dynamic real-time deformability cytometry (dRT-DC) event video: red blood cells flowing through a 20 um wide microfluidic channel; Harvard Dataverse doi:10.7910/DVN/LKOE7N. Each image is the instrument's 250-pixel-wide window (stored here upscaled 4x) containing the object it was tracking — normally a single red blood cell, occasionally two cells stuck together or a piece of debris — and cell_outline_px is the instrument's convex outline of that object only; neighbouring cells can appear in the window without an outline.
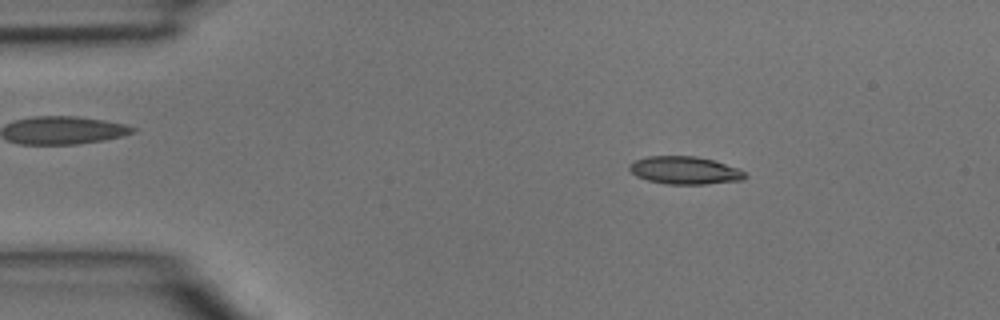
{"species": "common noctule bat (a hibernating species)", "species_latin": "Nyctalus noctula", "temperature_condition": "room temperature", "stored_images_in_passage": 43, "camera_frame_rate_fps": 3000, "um_per_image_px": 0.085, "animal": {"sex": "male", "body_mass_g": 15.6}, "frame": {"image": 1, "passage_image": 6, "time_ms": 1.667, "image_size_px": [1000, 320], "cell_outline_px": [[748, 176], [740, 180], [704, 184], [668, 184], [648, 180], [636, 176], [628, 168], [628, 164], [636, 160], [648, 156], [696, 156], [712, 160], [736, 168], [744, 172]], "centroid_in_image_um": [58.16, 14.48], "position_along_channel_um": 26.8, "area_um2": 18.44}}
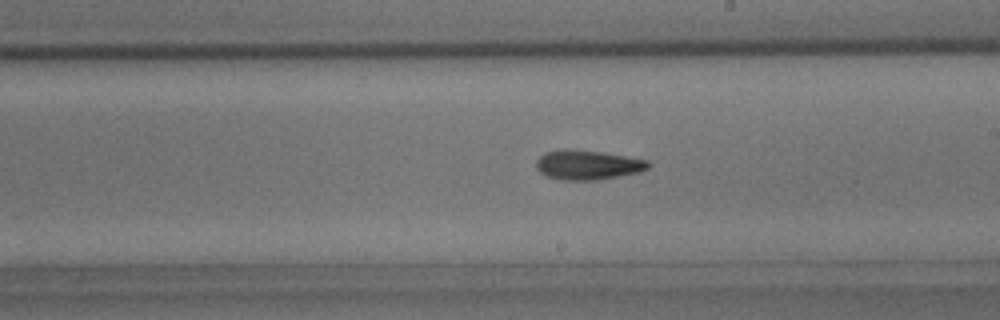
{"frame": {"image": 2, "passage_image": 24, "time_ms": 7.667, "image_size_px": [1000, 320], "cell_outline_px": [[652, 164], [648, 168], [640, 172], [596, 180], [560, 180], [548, 176], [540, 172], [536, 168], [536, 160], [544, 152], [564, 148], [568, 148], [600, 152], [648, 160]], "centroid_in_image_um": [49.93, 14.01], "position_along_channel_um": 239.1, "area_um2": 19.36}}
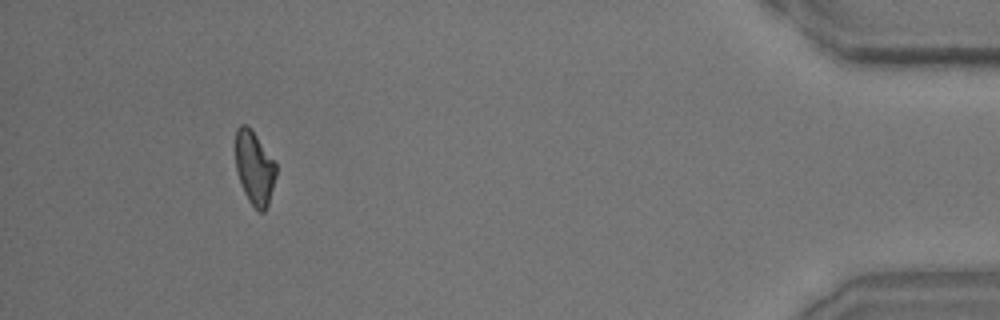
{"frame": {"image": 3, "passage_image": 40, "time_ms": 13.0, "image_size_px": [1000, 320], "cell_outline_px": [[276, 176], [268, 204], [264, 212], [260, 212], [248, 200], [244, 192], [236, 168], [236, 128], [240, 124], [248, 124], [276, 164]], "centroid_in_image_um": [21.62, 14.25], "position_along_channel_um": 413.6, "area_um2": 17.11}}